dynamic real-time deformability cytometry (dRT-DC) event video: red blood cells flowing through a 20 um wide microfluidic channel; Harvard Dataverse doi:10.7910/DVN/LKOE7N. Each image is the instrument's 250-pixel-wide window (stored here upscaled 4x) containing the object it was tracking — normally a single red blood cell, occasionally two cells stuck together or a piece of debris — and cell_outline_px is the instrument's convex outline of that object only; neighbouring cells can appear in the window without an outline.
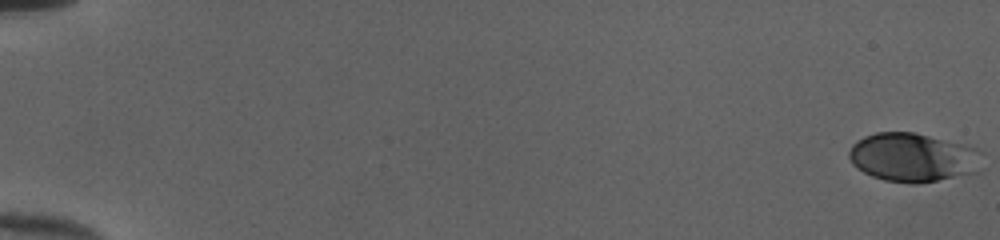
{"species": "human", "species_latin": "Homo sapiens", "temperature_condition": "cold", "stored_images_in_passage": 53, "camera_frame_rate_fps": 3000, "um_per_image_px": 0.085, "donor": {"sex": "female"}, "frame": {"image": 1, "passage_image": 1, "time_ms": 0.0, "image_size_px": [1000, 240], "cell_outline_px": [[984, 152], [980, 172], [916, 184], [908, 184], [884, 180], [872, 176], [856, 168], [852, 164], [848, 156], [848, 152], [852, 144], [856, 140], [864, 136], [876, 132], [912, 132], [976, 148]], "centroid_in_image_um": [77.61, 13.39], "position_along_channel_um": 7.4, "area_um2": 38.21}}
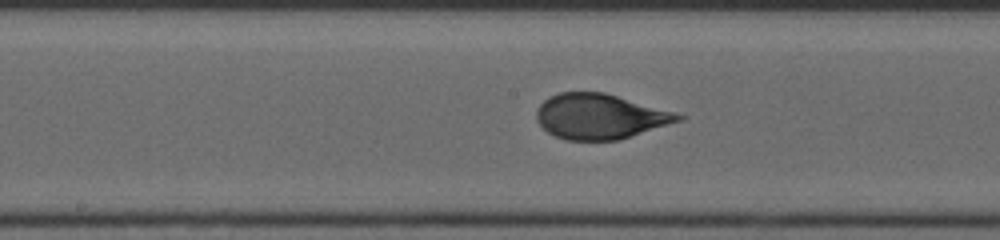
{"frame": {"image": 2, "passage_image": 30, "time_ms": 9.667, "image_size_px": [1000, 240], "cell_outline_px": [[684, 120], [620, 140], [568, 140], [556, 136], [548, 132], [536, 120], [536, 108], [548, 96], [560, 92], [604, 92], [676, 112], [684, 116]], "centroid_in_image_um": [51.01, 9.89], "position_along_channel_um": 197.2, "area_um2": 37.45}}
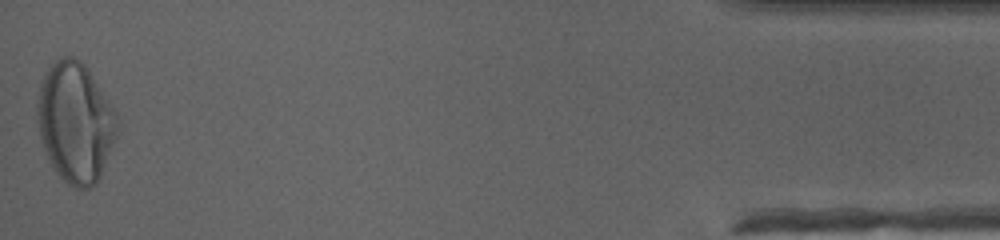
{"frame": {"image": 3, "passage_image": 53, "time_ms": 17.333, "image_size_px": [1000, 240], "cell_outline_px": [[120, 124], [116, 136], [100, 176], [96, 184], [88, 188], [76, 188], [68, 184], [60, 176], [48, 160], [40, 136], [36, 112], [36, 104], [40, 84], [48, 68], [60, 56], [72, 56], [80, 60], [88, 68], [116, 112]], "centroid_in_image_um": [6.4, 10.38], "position_along_channel_um": 428.8, "area_um2": 55.89}, "authors_computed_cell_mechanics": {"area_um2": 37.4544, "velocity_mm_per_s": 4.0267, "shape_relaxation_time_tau1_ms": 4.425, "shape_relaxation_time_tau2_ms": null, "deformation_change_tau1": 0.1816, "deformation_change_tau2": null}}